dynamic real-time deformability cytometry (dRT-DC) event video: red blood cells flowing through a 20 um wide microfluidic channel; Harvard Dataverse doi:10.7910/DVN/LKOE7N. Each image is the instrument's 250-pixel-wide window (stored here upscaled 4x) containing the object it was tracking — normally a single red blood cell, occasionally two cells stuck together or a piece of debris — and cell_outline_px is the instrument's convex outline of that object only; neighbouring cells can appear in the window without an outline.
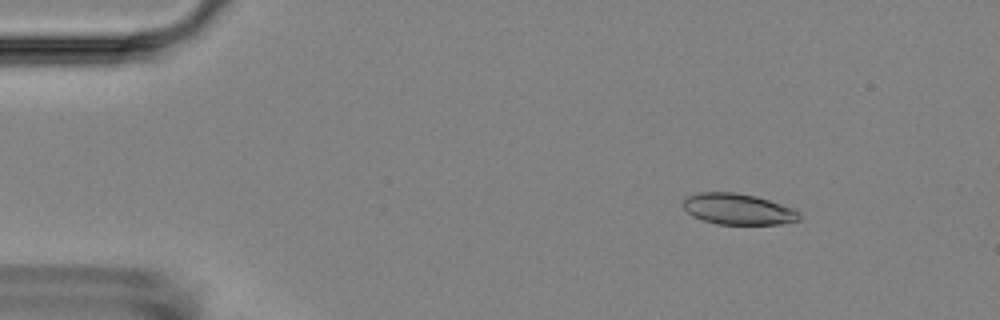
{"species": "Egyptian fruit bat (a non-hibernating species)", "species_latin": "Rousettus aegyptiacus", "temperature_condition": "room temperature", "stored_images_in_passage": 5, "camera_frame_rate_fps": 3000, "um_per_image_px": 0.085, "animal": {"sex": "female"}, "frame": {"image": 1, "passage_image": 2, "time_ms": 1.333, "image_size_px": [1000, 320], "cell_outline_px": [[800, 220], [780, 224], [716, 224], [692, 216], [680, 204], [684, 196], [700, 192], [736, 192], [756, 196], [792, 208], [800, 212]], "centroid_in_image_um": [62.68, 17.76], "position_along_channel_um": 22.3, "area_um2": 21.15}}